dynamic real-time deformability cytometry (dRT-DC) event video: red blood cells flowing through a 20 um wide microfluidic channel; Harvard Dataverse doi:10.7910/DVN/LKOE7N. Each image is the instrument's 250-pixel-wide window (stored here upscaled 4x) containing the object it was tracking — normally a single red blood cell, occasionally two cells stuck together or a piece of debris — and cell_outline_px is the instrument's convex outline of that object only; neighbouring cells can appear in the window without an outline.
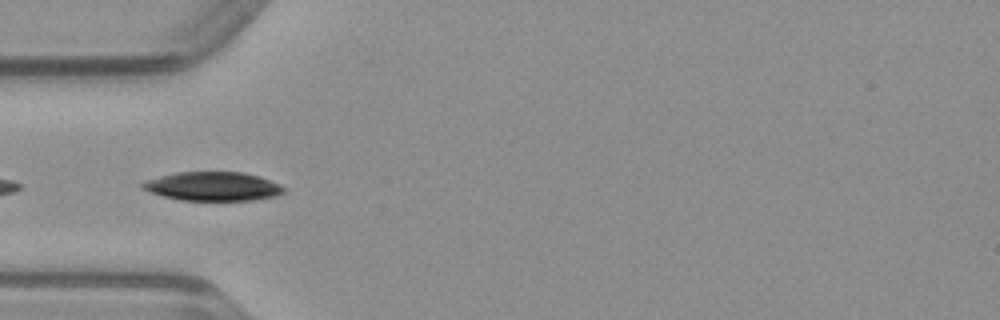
{"species": "common noctule bat (a hibernating species)", "species_latin": "Nyctalus noctula", "temperature_condition": "warm", "stored_images_in_passage": 8, "camera_frame_rate_fps": 3000, "um_per_image_px": 0.085, "animal": {"sex": "male", "body_mass_g": 23.1, "forearm_length_mm": 52.7}, "frame": {"image": 1, "passage_image": 5, "time_ms": 1.333, "image_size_px": [1000, 320], "cell_outline_px": [[284, 192], [276, 196], [252, 200], [180, 200], [164, 196], [140, 188], [140, 184], [148, 180], [160, 176], [176, 172], [244, 172], [280, 184], [284, 188]], "centroid_in_image_um": [18.08, 15.84], "position_along_channel_um": 66.9, "area_um2": 23.52}}